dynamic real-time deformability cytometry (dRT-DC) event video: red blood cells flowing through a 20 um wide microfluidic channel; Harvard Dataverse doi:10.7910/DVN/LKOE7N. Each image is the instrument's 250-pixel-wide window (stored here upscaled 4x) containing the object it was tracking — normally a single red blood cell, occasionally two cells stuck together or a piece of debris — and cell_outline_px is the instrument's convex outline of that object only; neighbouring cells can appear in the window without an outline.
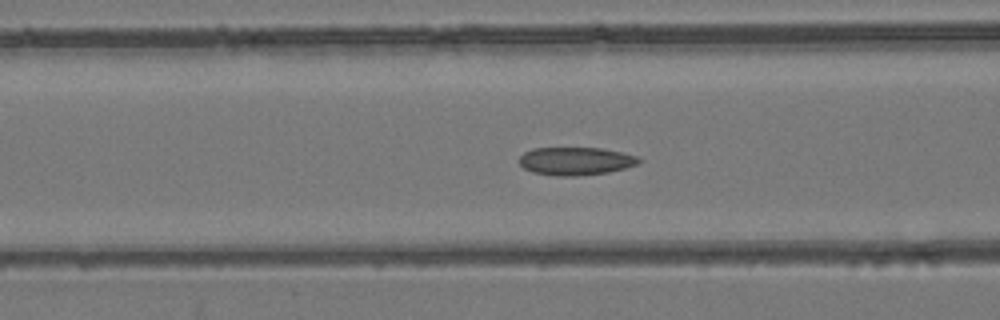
{"species": "common noctule bat (a hibernating species)", "species_latin": "Nyctalus noctula", "temperature_condition": "room temperature", "stored_images_in_passage": 55, "camera_frame_rate_fps": 3000, "um_per_image_px": 0.085, "animal": {"sex": "female", "body_mass_g": 24.6, "forearm_length_mm": 56.2}, "frame": {"image": 1, "passage_image": 22, "time_ms": 7.0, "image_size_px": [1000, 320], "cell_outline_px": [[640, 160], [636, 164], [624, 168], [608, 172], [576, 176], [552, 176], [532, 172], [524, 168], [520, 164], [520, 156], [524, 152], [532, 148], [600, 148], [620, 152], [636, 156]], "centroid_in_image_um": [48.87, 13.7], "position_along_channel_um": 117.7, "area_um2": 19.36}}
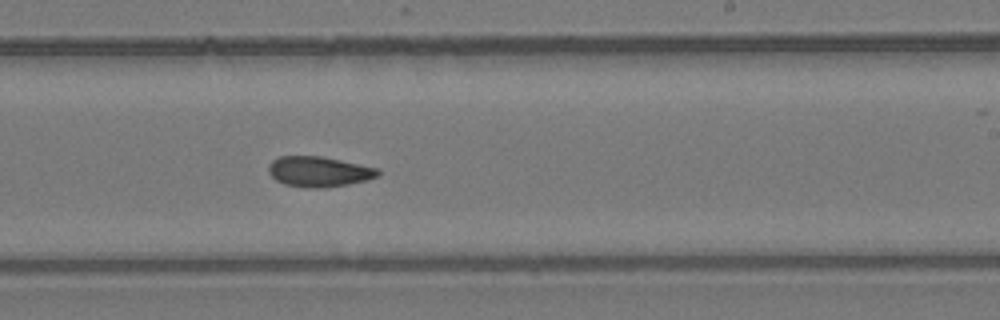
{"frame": {"image": 2, "passage_image": 33, "time_ms": 10.667, "image_size_px": [1000, 320], "cell_outline_px": [[380, 176], [348, 184], [324, 188], [308, 188], [284, 184], [276, 180], [268, 172], [268, 164], [272, 160], [280, 156], [320, 156], [340, 160], [376, 168], [380, 172]], "centroid_in_image_um": [27.06, 14.59], "position_along_channel_um": 261.9, "area_um2": 19.25}}
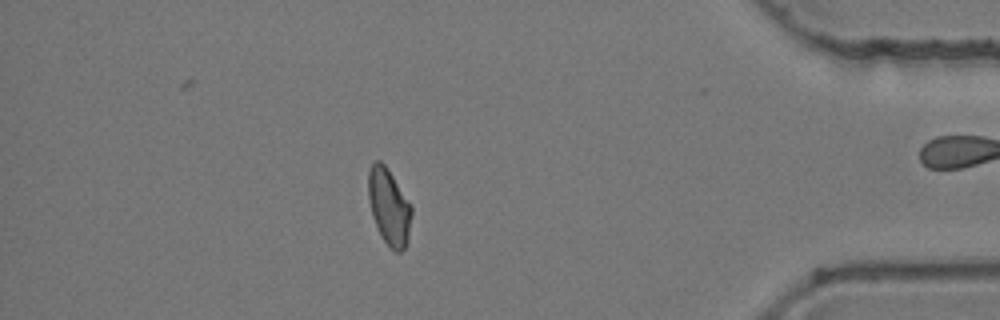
{"frame": {"image": 3, "passage_image": 47, "time_ms": 15.333, "image_size_px": [1000, 320], "cell_outline_px": [[412, 212], [408, 240], [404, 248], [400, 252], [396, 252], [384, 240], [372, 216], [368, 196], [368, 172], [372, 164], [376, 160], [380, 160], [384, 164], [392, 176], [412, 208]], "centroid_in_image_um": [33.05, 17.57], "position_along_channel_um": 402.1, "area_um2": 18.73}, "authors_computed_cell_mechanics": {"area_um2": 19.4786, "velocity_mm_per_s": 3.9384, "shape_relaxation_time_tau1_ms": null, "shape_relaxation_time_tau2_ms": 3.9799, "deformation_change_tau1": null, "deformation_change_tau2": 0.0891}}